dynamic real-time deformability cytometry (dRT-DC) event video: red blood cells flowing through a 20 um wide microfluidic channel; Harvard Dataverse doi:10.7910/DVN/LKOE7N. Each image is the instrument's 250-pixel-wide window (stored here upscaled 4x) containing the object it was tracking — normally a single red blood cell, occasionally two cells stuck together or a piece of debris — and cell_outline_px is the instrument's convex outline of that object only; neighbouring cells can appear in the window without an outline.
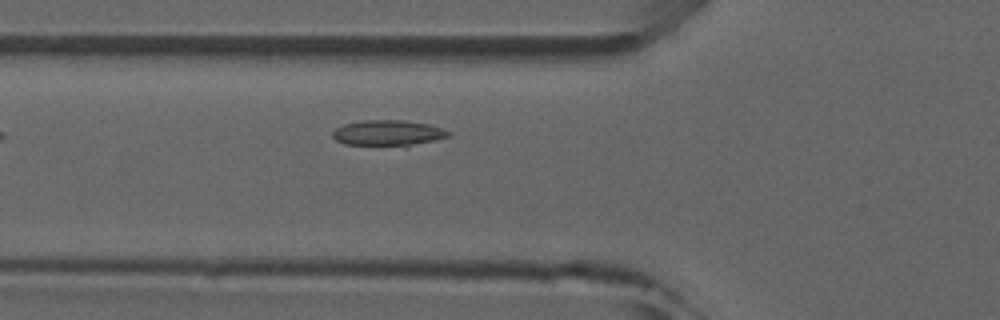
{"species": "common noctule bat (a hibernating species)", "species_latin": "Nyctalus noctula", "temperature_condition": "room temperature", "stored_images_in_passage": 4, "camera_frame_rate_fps": 3000, "um_per_image_px": 0.085, "animal": {"sex": "male", "forearm_length_mm": 52.5}, "frame": {"image": 1, "passage_image": 4, "time_ms": 3.667, "image_size_px": [1000, 320], "cell_outline_px": [[452, 136], [404, 148], [344, 144], [336, 140], [332, 136], [332, 132], [336, 128], [344, 124], [360, 120], [400, 120], [428, 124], [452, 132]], "centroid_in_image_um": [33.0, 11.34], "position_along_channel_um": 92.8, "area_um2": 18.03}}